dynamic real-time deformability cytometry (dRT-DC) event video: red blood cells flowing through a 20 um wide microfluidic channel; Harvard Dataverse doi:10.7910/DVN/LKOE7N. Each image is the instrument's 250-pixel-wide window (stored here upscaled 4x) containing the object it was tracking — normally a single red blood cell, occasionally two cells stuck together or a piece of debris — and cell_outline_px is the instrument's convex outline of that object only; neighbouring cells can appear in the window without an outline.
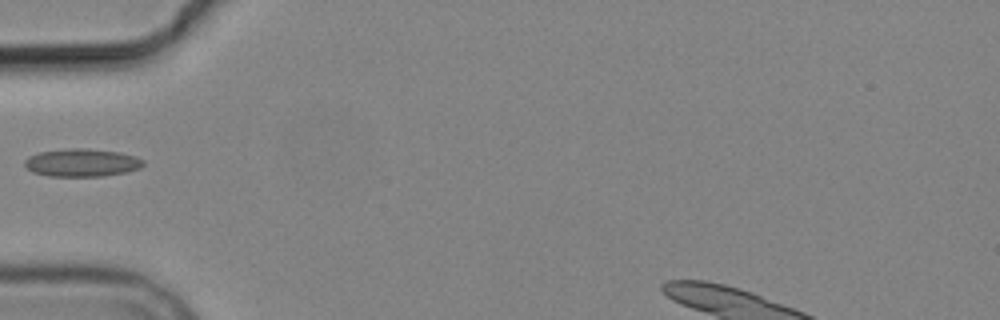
{"species": "common noctule bat (a hibernating species)", "species_latin": "Nyctalus noctula", "temperature_condition": "cold", "stored_images_in_passage": 5, "camera_frame_rate_fps": 3000, "um_per_image_px": 0.085, "animal": {"sex": "male", "body_mass_g": 19.2, "forearm_length_mm": 51.8}, "frame": {"image": 1, "passage_image": 5, "time_ms": 5.667, "image_size_px": [1000, 320], "cell_outline_px": [[144, 164], [140, 168], [128, 172], [104, 176], [48, 176], [32, 172], [24, 164], [24, 160], [28, 156], [40, 152], [68, 148], [88, 148], [120, 152], [136, 156], [144, 160]], "centroid_in_image_um": [6.98, 13.82], "position_along_channel_um": 78.0, "area_um2": 19.48}}